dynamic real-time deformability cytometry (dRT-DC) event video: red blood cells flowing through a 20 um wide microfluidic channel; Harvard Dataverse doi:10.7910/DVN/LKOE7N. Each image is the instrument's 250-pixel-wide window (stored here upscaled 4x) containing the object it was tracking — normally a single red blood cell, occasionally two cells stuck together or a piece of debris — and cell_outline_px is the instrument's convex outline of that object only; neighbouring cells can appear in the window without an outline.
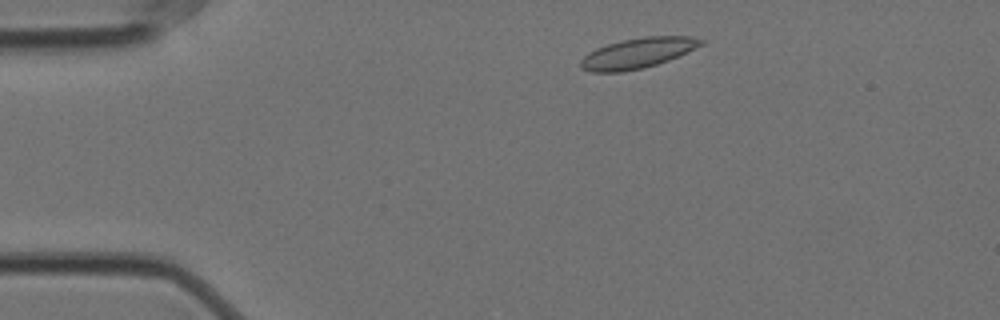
{"species": "Egyptian fruit bat (a non-hibernating species)", "species_latin": "Rousettus aegyptiacus", "temperature_condition": "cold", "stored_images_in_passage": 51, "camera_frame_rate_fps": 3000, "um_per_image_px": 0.085, "animal": {"sex": "female"}, "frame": {"image": 1, "passage_image": 4, "time_ms": 1.0, "image_size_px": [1000, 320], "cell_outline_px": [[704, 44], [668, 60], [656, 64], [640, 68], [620, 72], [592, 72], [580, 68], [580, 60], [588, 52], [596, 48], [620, 40], [644, 36], [692, 36], [704, 40]], "centroid_in_image_um": [54.17, 4.5], "position_along_channel_um": 30.8, "area_um2": 21.15}}
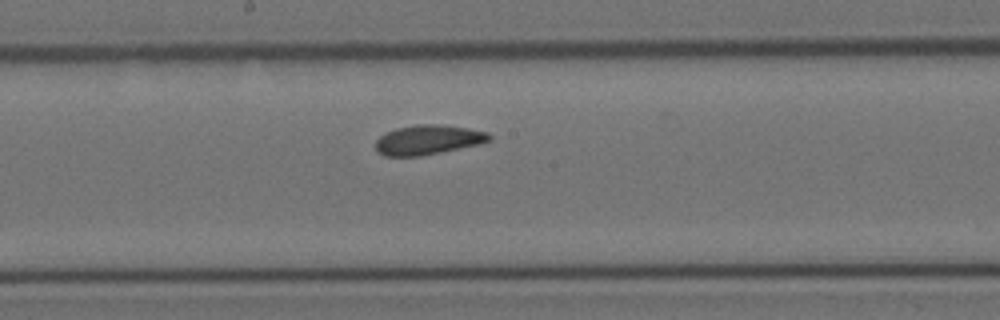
{"frame": {"image": 2, "passage_image": 24, "time_ms": 7.667, "image_size_px": [1000, 320], "cell_outline_px": [[492, 140], [476, 144], [440, 152], [420, 156], [384, 156], [376, 152], [376, 140], [380, 136], [396, 128], [416, 124], [440, 124], [468, 128], [488, 132], [492, 136]], "centroid_in_image_um": [36.36, 11.87], "position_along_channel_um": 211.8, "area_um2": 19.54}}
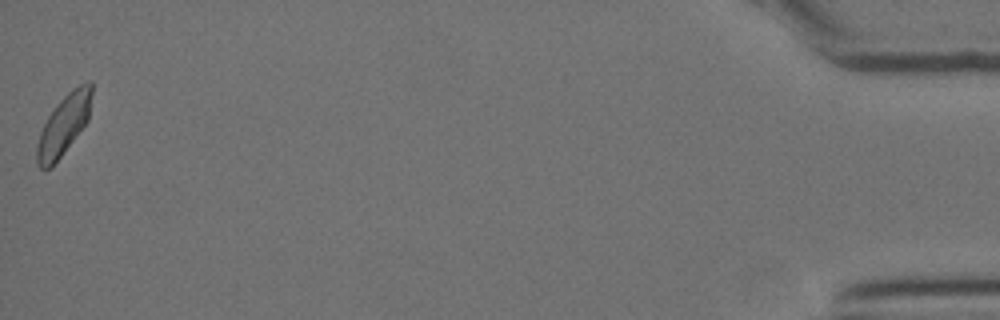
{"frame": {"image": 3, "passage_image": 51, "time_ms": 16.667, "image_size_px": [1000, 320], "cell_outline_px": [[92, 92], [88, 120], [52, 168], [44, 172], [36, 164], [36, 144], [40, 132], [48, 116], [56, 104], [72, 88], [88, 80], [92, 80]], "centroid_in_image_um": [5.39, 10.64], "position_along_channel_um": 429.8, "area_um2": 19.42}}